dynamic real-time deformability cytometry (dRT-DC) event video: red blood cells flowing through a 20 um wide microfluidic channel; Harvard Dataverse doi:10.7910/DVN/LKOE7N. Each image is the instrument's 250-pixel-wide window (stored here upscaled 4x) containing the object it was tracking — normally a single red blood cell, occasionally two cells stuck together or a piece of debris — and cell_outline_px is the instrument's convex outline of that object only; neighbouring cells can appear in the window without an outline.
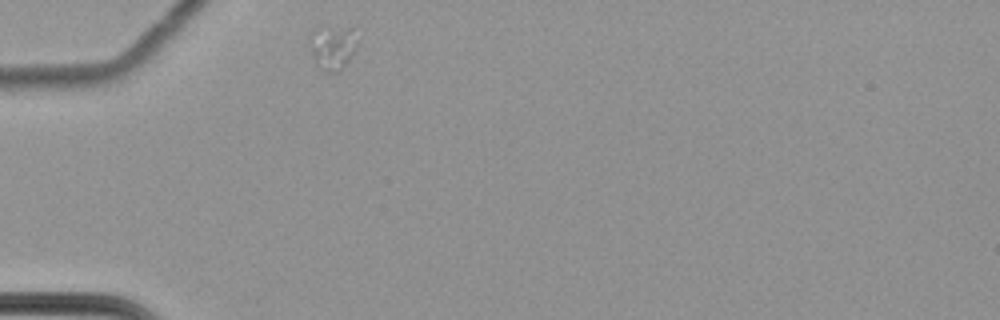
{"species": "common noctule bat (a hibernating species)", "species_latin": "Nyctalus noctula", "temperature_condition": "cold", "stored_images_in_passage": 6, "camera_frame_rate_fps": 3000, "um_per_image_px": 0.085, "animal": {"sex": "female", "body_mass_g": 22.7, "forearm_length_mm": 54.2}, "frame": {"image": 1, "passage_image": 1, "time_ms": 0.0, "image_size_px": [1000, 320], "cell_outline_px": [[356, 44], [348, 64], [336, 72], [324, 72], [316, 60], [308, 40], [308, 36], [312, 28], [320, 24], [348, 28]], "centroid_in_image_um": [28.19, 3.97], "position_along_channel_um": 56.8, "area_um2": 12.2}}